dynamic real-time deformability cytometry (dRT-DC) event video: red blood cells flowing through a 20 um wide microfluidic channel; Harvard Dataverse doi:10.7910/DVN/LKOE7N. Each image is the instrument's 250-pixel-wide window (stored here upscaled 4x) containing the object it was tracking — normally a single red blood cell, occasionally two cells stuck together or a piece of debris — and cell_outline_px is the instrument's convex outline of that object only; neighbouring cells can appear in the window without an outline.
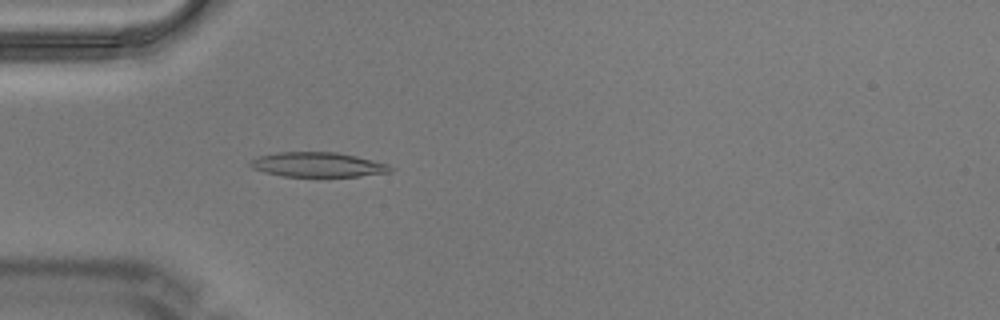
{"species": "Egyptian fruit bat (a non-hibernating species)", "species_latin": "Rousettus aegyptiacus", "temperature_condition": "warm", "stored_images_in_passage": 5, "camera_frame_rate_fps": 3000, "um_per_image_px": 0.085, "animal": {"sex": "male"}, "frame": {"image": 1, "passage_image": 5, "time_ms": 1.333, "image_size_px": [1000, 320], "cell_outline_px": [[396, 168], [388, 172], [360, 176], [280, 176], [264, 172], [252, 168], [248, 164], [252, 160], [260, 156], [276, 152], [336, 152], [356, 156], [388, 164]], "centroid_in_image_um": [27.01, 13.99], "position_along_channel_um": 58.0, "area_um2": 20.06}}